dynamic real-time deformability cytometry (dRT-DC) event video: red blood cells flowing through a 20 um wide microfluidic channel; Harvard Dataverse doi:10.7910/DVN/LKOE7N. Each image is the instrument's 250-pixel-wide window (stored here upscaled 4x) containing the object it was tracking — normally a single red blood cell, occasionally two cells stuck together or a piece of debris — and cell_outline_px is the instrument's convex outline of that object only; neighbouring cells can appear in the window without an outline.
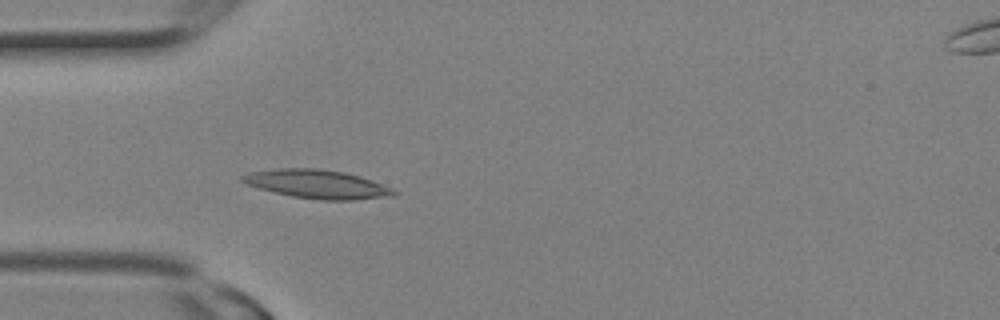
{"species": "Egyptian fruit bat (a non-hibernating species)", "species_latin": "Rousettus aegyptiacus", "temperature_condition": "room temperature", "stored_images_in_passage": 3, "camera_frame_rate_fps": 3000, "um_per_image_px": 0.085, "animal": {"sex": "female"}, "frame": {"image": 1, "passage_image": 2, "time_ms": 0.333, "image_size_px": [1000, 320], "cell_outline_px": [[400, 192], [396, 196], [352, 200], [320, 200], [292, 196], [260, 188], [248, 184], [240, 180], [240, 176], [248, 172], [280, 168], [320, 168], [344, 172], [360, 176], [372, 180], [392, 188]], "centroid_in_image_um": [27.02, 15.65], "position_along_channel_um": 58.0, "area_um2": 25.37}}